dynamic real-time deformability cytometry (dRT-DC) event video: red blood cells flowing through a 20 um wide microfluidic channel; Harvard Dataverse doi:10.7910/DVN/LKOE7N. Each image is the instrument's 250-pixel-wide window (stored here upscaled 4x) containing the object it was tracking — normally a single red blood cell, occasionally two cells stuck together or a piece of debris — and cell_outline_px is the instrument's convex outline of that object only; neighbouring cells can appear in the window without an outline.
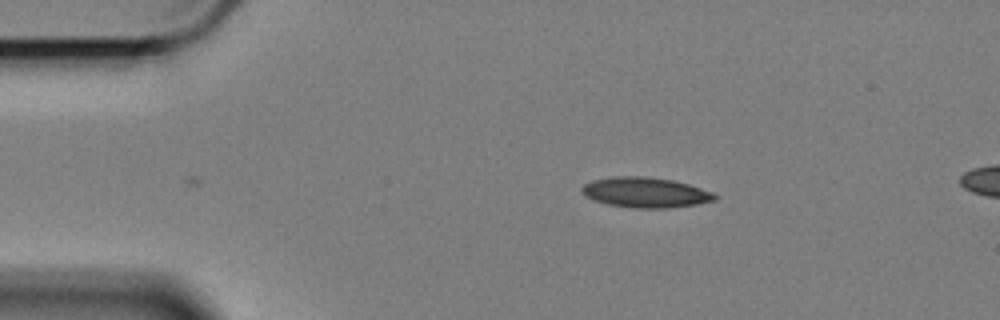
{"species": "Egyptian fruit bat (a non-hibernating species)", "species_latin": "Rousettus aegyptiacus", "temperature_condition": "cold", "stored_images_in_passage": 7, "camera_frame_rate_fps": 3000, "um_per_image_px": 0.085, "animal": {"sex": "female"}, "frame": {"image": 1, "passage_image": 1, "time_ms": 0.0, "image_size_px": [1000, 320], "cell_outline_px": [[720, 196], [716, 200], [696, 204], [664, 208], [632, 208], [608, 204], [596, 200], [588, 196], [580, 188], [584, 184], [592, 180], [612, 176], [644, 176], [676, 180], [712, 192]], "centroid_in_image_um": [54.9, 16.34], "position_along_channel_um": 30.1, "area_um2": 23.35}}